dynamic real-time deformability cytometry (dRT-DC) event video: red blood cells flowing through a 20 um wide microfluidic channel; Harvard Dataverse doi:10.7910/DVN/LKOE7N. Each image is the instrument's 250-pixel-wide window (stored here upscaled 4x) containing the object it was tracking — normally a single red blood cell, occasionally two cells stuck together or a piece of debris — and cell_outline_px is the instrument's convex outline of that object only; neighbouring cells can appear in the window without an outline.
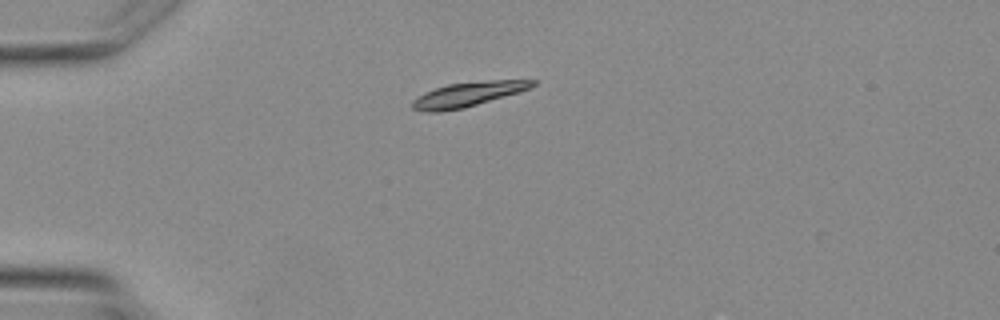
{"species": "Egyptian fruit bat (a non-hibernating species)", "species_latin": "Rousettus aegyptiacus", "temperature_condition": "warm", "stored_images_in_passage": 1, "camera_frame_rate_fps": 3000, "um_per_image_px": 0.085, "animal": {"sex": "female"}, "frame": {"image": 1, "passage_image": 1, "time_ms": 0.0, "image_size_px": [1000, 320], "cell_outline_px": [[536, 84], [520, 92], [464, 108], [440, 112], [424, 112], [412, 108], [412, 100], [424, 92], [448, 84], [488, 80], [536, 80]], "centroid_in_image_um": [39.74, 8.03], "position_along_channel_um": 45.3, "area_um2": 17.17}}